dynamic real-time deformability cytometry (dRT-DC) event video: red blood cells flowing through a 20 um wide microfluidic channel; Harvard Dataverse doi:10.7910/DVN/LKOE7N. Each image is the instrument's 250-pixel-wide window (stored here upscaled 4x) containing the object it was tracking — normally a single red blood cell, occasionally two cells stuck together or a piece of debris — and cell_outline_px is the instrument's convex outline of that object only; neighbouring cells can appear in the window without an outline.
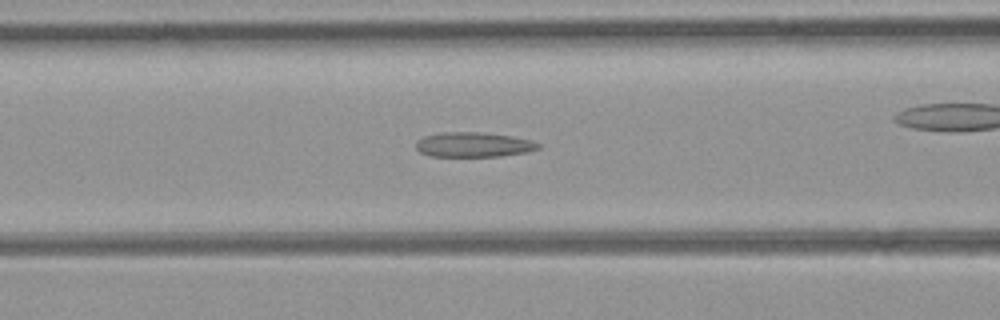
{"species": "common noctule bat (a hibernating species)", "species_latin": "Nyctalus noctula", "temperature_condition": "room temperature", "stored_images_in_passage": 50, "camera_frame_rate_fps": 3000, "um_per_image_px": 0.085, "animal": {"sex": "female", "body_mass_g": 21.9}, "frame": {"image": 1, "passage_image": 20, "time_ms": 6.333, "image_size_px": [1000, 320], "cell_outline_px": [[540, 148], [528, 152], [500, 156], [428, 156], [420, 152], [416, 148], [416, 140], [424, 136], [444, 132], [480, 132], [512, 136], [532, 140], [540, 144]], "centroid_in_image_um": [40.25, 12.29], "position_along_channel_um": 126.3, "area_um2": 17.74}}
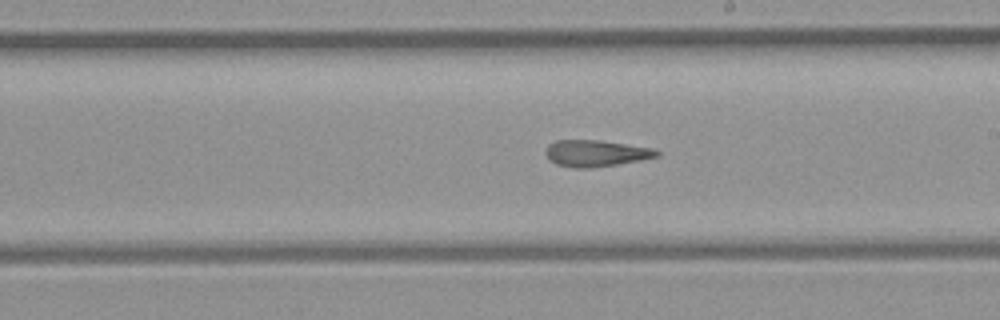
{"frame": {"image": 2, "passage_image": 28, "time_ms": 9.0, "image_size_px": [1000, 320], "cell_outline_px": [[660, 156], [640, 160], [616, 164], [588, 168], [572, 168], [556, 164], [548, 160], [544, 152], [548, 144], [556, 140], [600, 140], [652, 148], [660, 152]], "centroid_in_image_um": [50.6, 13.03], "position_along_channel_um": 238.4, "area_um2": 17.22}}
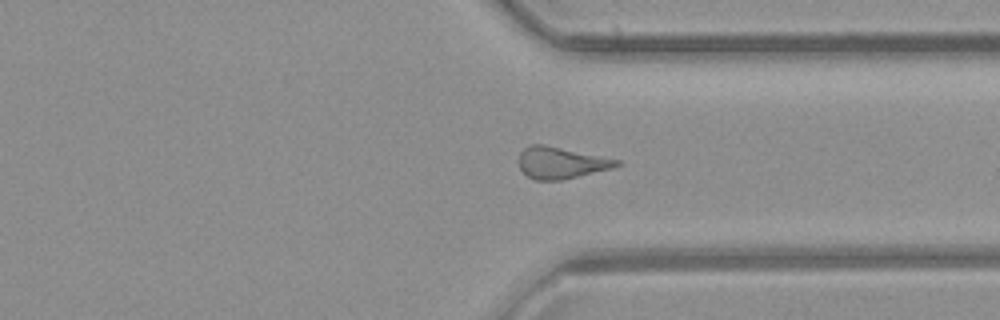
{"frame": {"image": 3, "passage_image": 37, "time_ms": 12.0, "image_size_px": [1000, 320], "cell_outline_px": [[620, 164], [612, 168], [560, 180], [536, 180], [528, 176], [520, 168], [520, 152], [524, 148], [532, 144], [544, 144], [620, 160]], "centroid_in_image_um": [47.67, 13.83], "position_along_channel_um": 363.7, "area_um2": 17.69}, "authors_computed_cell_mechanics": {"area_um2": 18.6116, "velocity_mm_per_s": 4.1976, "shape_relaxation_time_tau1_ms": null, "shape_relaxation_time_tau2_ms": 4.2551, "deformation_change_tau1": null, "deformation_change_tau2": 0.1541}}